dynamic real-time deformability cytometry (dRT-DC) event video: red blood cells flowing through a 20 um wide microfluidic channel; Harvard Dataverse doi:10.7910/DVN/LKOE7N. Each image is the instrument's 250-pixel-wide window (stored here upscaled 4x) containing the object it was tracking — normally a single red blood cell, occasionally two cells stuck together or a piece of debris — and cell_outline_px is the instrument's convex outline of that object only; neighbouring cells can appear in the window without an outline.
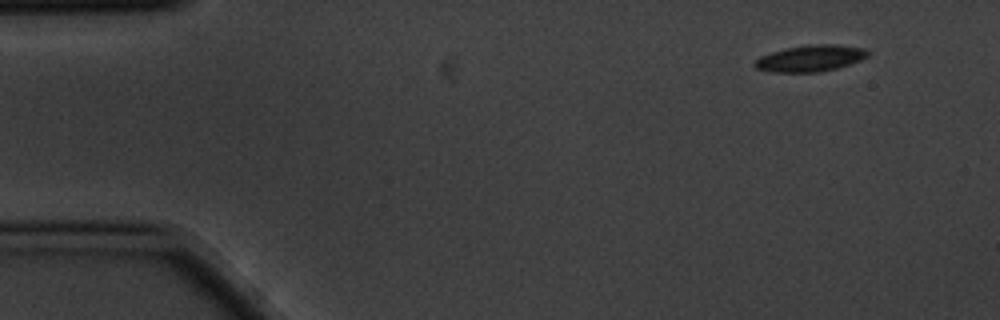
{"species": "common noctule bat (a hibernating species)", "species_latin": "Nyctalus noctula", "temperature_condition": "cold", "stored_images_in_passage": 4, "camera_frame_rate_fps": 3000, "um_per_image_px": 0.085, "animal": {"sex": "male", "body_mass_g": 20.1, "forearm_length_mm": 53.5}, "frame": {"image": 1, "passage_image": 1, "time_ms": 0.0, "image_size_px": [1000, 320], "cell_outline_px": [[868, 56], [860, 60], [836, 68], [820, 72], [772, 72], [756, 68], [752, 64], [760, 56], [772, 52], [788, 48], [808, 44], [836, 44], [864, 48], [868, 52]], "centroid_in_image_um": [68.87, 4.95], "position_along_channel_um": 16.1, "area_um2": 17.28}}
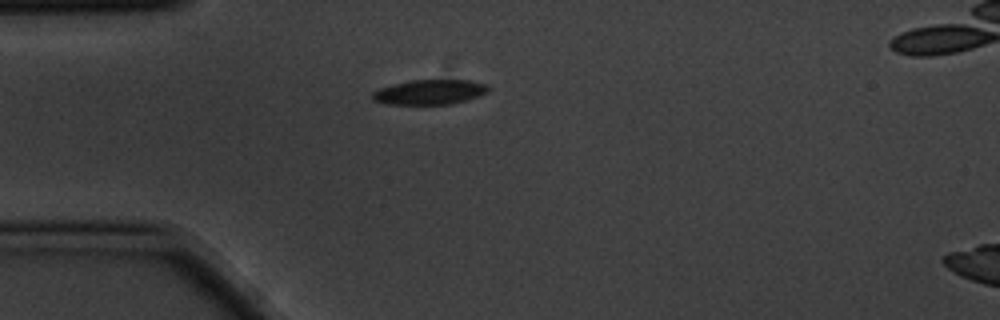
{"frame": {"image": 2, "passage_image": 4, "time_ms": 1.0, "image_size_px": [1000, 320], "cell_outline_px": [[492, 88], [488, 92], [480, 96], [468, 100], [452, 104], [384, 104], [372, 100], [372, 92], [380, 88], [392, 84], [412, 80], [472, 80], [488, 84]], "centroid_in_image_um": [36.58, 7.82], "position_along_channel_um": 48.4, "area_um2": 17.11}}